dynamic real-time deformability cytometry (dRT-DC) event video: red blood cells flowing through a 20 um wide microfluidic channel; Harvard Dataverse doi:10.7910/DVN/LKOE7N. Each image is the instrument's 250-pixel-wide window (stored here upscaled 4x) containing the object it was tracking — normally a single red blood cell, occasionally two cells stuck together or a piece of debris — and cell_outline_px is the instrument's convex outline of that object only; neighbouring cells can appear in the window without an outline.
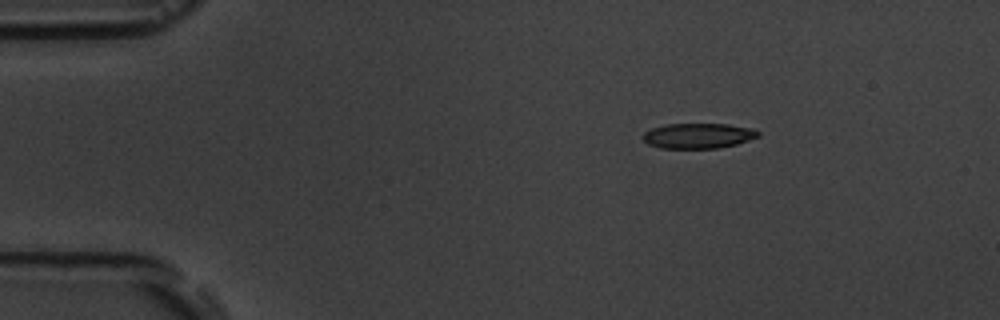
{"species": "common noctule bat (a hibernating species)", "species_latin": "Nyctalus noctula", "temperature_condition": "room temperature", "stored_images_in_passage": 3, "camera_frame_rate_fps": 3000, "um_per_image_px": 0.085, "animal": {"sex": "male", "body_mass_g": 19.5, "forearm_length_mm": 54.6}, "frame": {"image": 1, "passage_image": 1, "time_ms": 0.0, "image_size_px": [1000, 320], "cell_outline_px": [[760, 136], [736, 144], [716, 148], [660, 148], [648, 144], [640, 136], [644, 132], [652, 128], [664, 124], [728, 124], [752, 128], [760, 132]], "centroid_in_image_um": [59.32, 11.53], "position_along_channel_um": 25.7, "area_um2": 16.99}}